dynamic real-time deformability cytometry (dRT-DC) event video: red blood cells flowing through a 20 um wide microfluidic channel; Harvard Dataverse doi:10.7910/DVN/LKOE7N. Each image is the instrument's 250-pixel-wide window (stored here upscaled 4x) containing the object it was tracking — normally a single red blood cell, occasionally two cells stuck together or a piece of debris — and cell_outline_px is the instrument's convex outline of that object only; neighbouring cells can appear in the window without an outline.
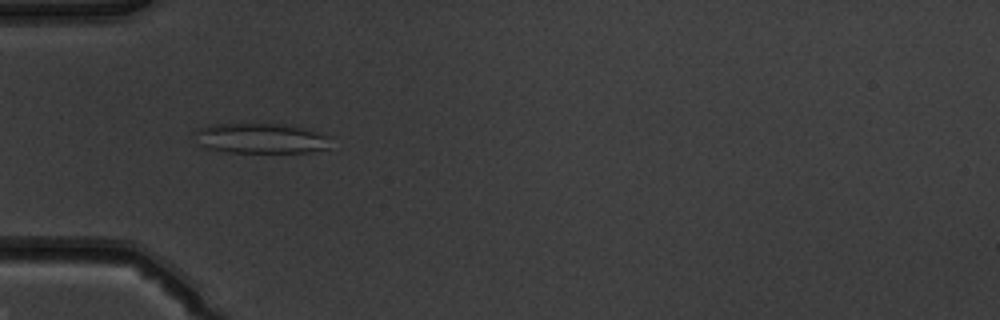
{"species": "common noctule bat (a hibernating species)", "species_latin": "Nyctalus noctula", "temperature_condition": "warm", "stored_images_in_passage": 51, "camera_frame_rate_fps": 3000, "um_per_image_px": 0.085, "animal": {"sex": "male", "body_mass_g": 19.5, "forearm_length_mm": 54.6}, "frame": {"image": 1, "passage_image": 16, "time_ms": 5.0, "image_size_px": [1000, 320], "cell_outline_px": [[332, 136], [328, 148], [308, 152], [228, 152], [208, 148], [200, 144], [192, 132], [196, 128], [208, 124], [284, 124], [320, 132]], "centroid_in_image_um": [22.16, 11.75], "position_along_channel_um": 62.8, "area_um2": 24.04}}
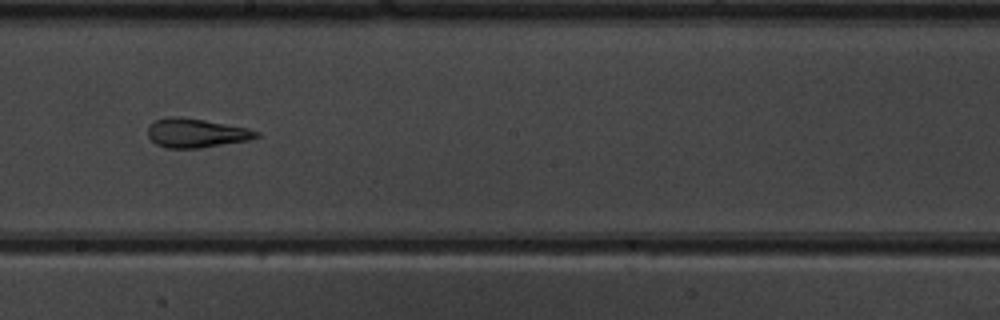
{"frame": {"image": 2, "passage_image": 29, "time_ms": 9.333, "image_size_px": [1000, 320], "cell_outline_px": [[260, 136], [248, 140], [200, 148], [168, 148], [156, 144], [148, 136], [148, 124], [156, 120], [168, 116], [180, 116], [204, 120], [248, 128], [260, 132]], "centroid_in_image_um": [16.65, 11.3], "position_along_channel_um": 231.5, "area_um2": 18.38}}
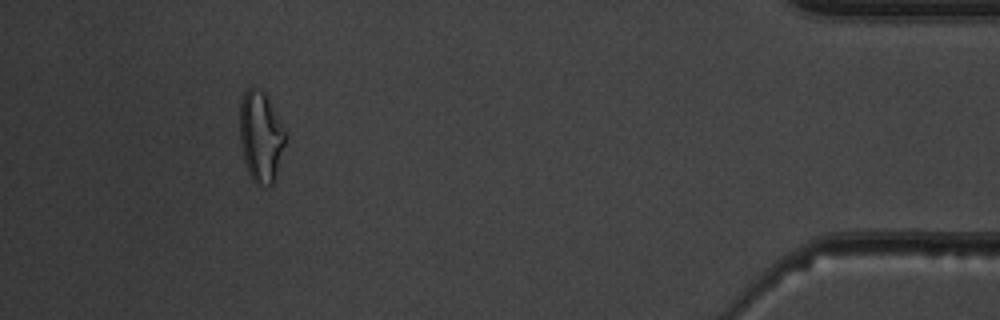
{"frame": {"image": 3, "passage_image": 47, "time_ms": 15.333, "image_size_px": [1000, 320], "cell_outline_px": [[288, 136], [276, 176], [272, 184], [268, 188], [256, 184], [252, 180], [248, 172], [244, 160], [240, 144], [240, 100], [244, 92], [252, 84], [256, 84], [268, 96]], "centroid_in_image_um": [22.18, 11.58], "position_along_channel_um": 413.0, "area_um2": 24.91}, "authors_computed_cell_mechanics": {"area_um2": 22.3686, "velocity_mm_per_s": 3.9576, "shape_relaxation_time_tau1_ms": null, "shape_relaxation_time_tau2_ms": 1.598, "deformation_change_tau1": null, "deformation_change_tau2": 0.1141}}